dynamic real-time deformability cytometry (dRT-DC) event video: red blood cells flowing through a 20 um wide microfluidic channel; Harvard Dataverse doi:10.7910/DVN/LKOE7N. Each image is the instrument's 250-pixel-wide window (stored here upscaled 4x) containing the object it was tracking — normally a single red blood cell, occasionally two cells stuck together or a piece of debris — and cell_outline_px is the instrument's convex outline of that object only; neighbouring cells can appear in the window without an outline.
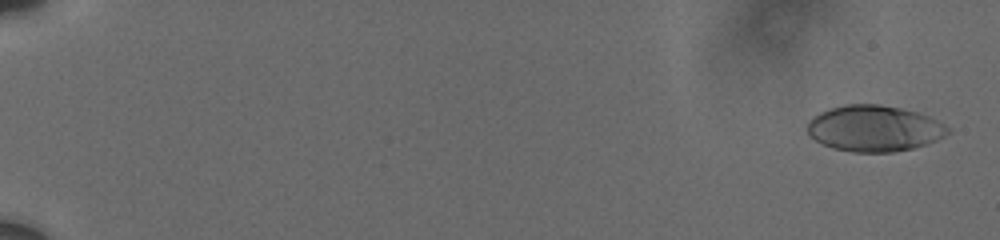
{"species": "human", "species_latin": "Homo sapiens", "temperature_condition": "cold", "stored_images_in_passage": 69, "camera_frame_rate_fps": 3000, "um_per_image_px": 0.085, "donor": {"sex": "male"}, "frame": {"image": 1, "passage_image": 2, "time_ms": 0.333, "image_size_px": [1000, 240], "cell_outline_px": [[952, 132], [936, 140], [912, 148], [892, 152], [852, 152], [832, 148], [808, 136], [808, 120], [820, 112], [844, 104], [880, 104], [900, 108], [916, 112], [928, 116], [944, 124]], "centroid_in_image_um": [74.29, 10.91], "position_along_channel_um": 10.7, "area_um2": 37.57}}
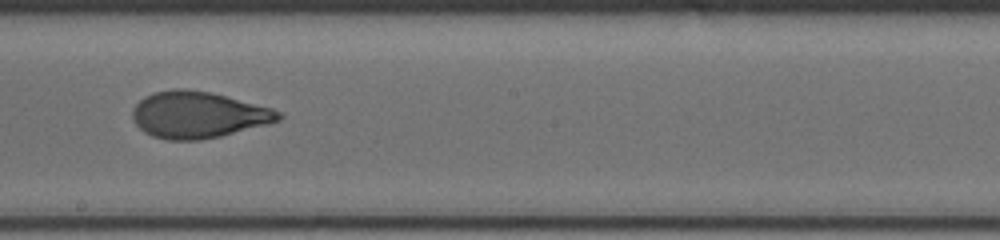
{"frame": {"image": 2, "passage_image": 43, "time_ms": 11.667, "image_size_px": [1000, 240], "cell_outline_px": [[284, 116], [280, 120], [268, 124], [220, 136], [200, 140], [168, 140], [152, 136], [144, 132], [132, 120], [132, 108], [144, 96], [152, 92], [172, 88], [184, 88], [208, 92], [272, 108], [280, 112]], "centroid_in_image_um": [16.8, 9.76], "position_along_channel_um": 231.4, "area_um2": 39.59}}
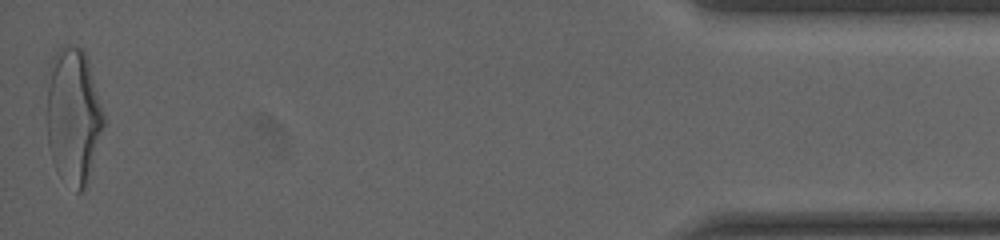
{"frame": {"image": 3, "passage_image": 69, "time_ms": 19.0, "image_size_px": [1000, 240], "cell_outline_px": [[104, 124], [84, 188], [80, 192], [76, 192], [56, 172], [52, 160], [48, 144], [44, 76], [52, 56], [60, 48], [68, 44], [72, 44], [84, 48], [88, 60], [104, 116]], "centroid_in_image_um": [6.15, 9.76], "position_along_channel_um": 429.0, "area_um2": 45.78}, "authors_computed_cell_mechanics": {"area_um2": 39.0728, "velocity_mm_per_s": 3.7121, "shape_relaxation_time_tau1_ms": 4.9139, "shape_relaxation_time_tau2_ms": 0.8659, "deformation_change_tau1": 0.1801, "deformation_change_tau2": 0.0654}}